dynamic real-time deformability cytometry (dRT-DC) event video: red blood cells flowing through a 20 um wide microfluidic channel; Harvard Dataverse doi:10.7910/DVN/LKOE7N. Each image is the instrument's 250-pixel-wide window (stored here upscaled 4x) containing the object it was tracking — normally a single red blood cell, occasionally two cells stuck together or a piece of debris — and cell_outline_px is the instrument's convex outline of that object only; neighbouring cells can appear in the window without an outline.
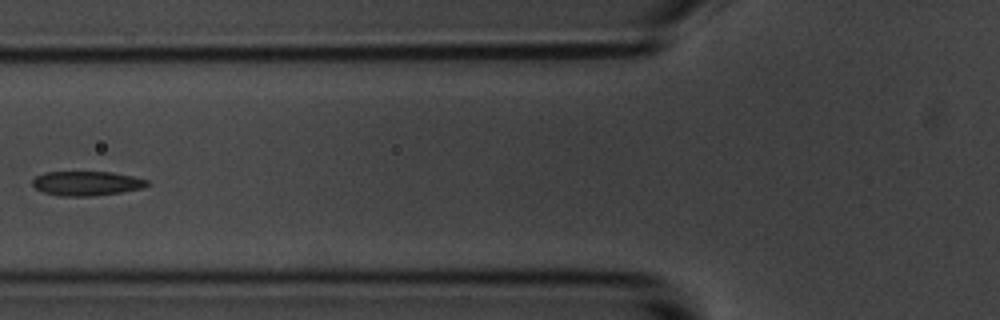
{"species": "common noctule bat (a hibernating species)", "species_latin": "Nyctalus noctula", "temperature_condition": "room temperature", "stored_images_in_passage": 8, "camera_frame_rate_fps": 3000, "um_per_image_px": 0.085, "animal": {"sex": "male", "body_mass_g": 20.1, "forearm_length_mm": 53.5}, "frame": {"image": 1, "passage_image": 7, "time_ms": 7.0, "image_size_px": [1000, 320], "cell_outline_px": [[148, 184], [144, 188], [120, 192], [88, 196], [60, 196], [44, 192], [36, 188], [32, 184], [32, 180], [36, 176], [44, 172], [112, 172], [132, 176], [148, 180]], "centroid_in_image_um": [7.35, 15.58], "position_along_channel_um": 118.4, "area_um2": 16.18}}
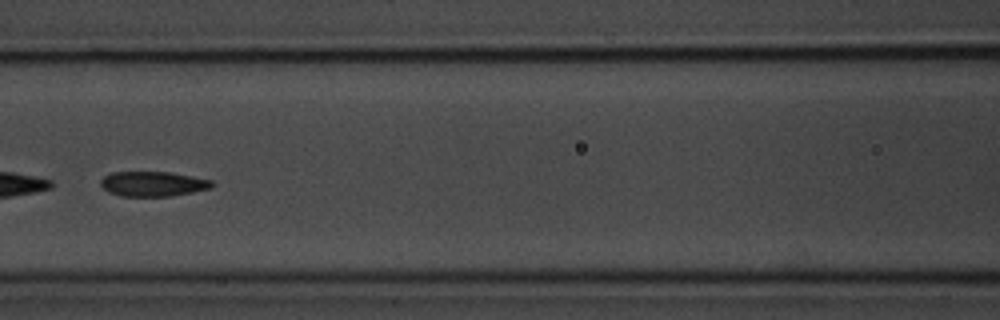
{"frame": {"image": 2, "passage_image": 8, "time_ms": 8.0, "image_size_px": [1000, 320], "cell_outline_px": [[216, 184], [212, 188], [192, 192], [168, 196], [120, 196], [108, 192], [100, 184], [100, 180], [104, 176], [112, 172], [172, 172], [212, 180]], "centroid_in_image_um": [13.02, 15.62], "position_along_channel_um": 153.6, "area_um2": 16.24}}